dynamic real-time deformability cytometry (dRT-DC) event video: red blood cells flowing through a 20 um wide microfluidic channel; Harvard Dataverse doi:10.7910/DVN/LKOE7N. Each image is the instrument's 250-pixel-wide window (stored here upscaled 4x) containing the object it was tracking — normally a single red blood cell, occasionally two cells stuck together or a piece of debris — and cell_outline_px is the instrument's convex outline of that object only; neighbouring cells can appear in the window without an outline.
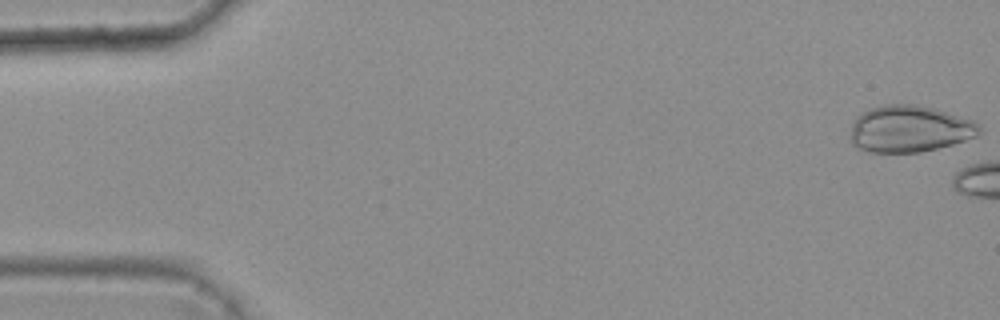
{"species": "common noctule bat (a hibernating species)", "species_latin": "Nyctalus noctula", "temperature_condition": "warm", "stored_images_in_passage": 2, "camera_frame_rate_fps": 3000, "um_per_image_px": 0.085, "animal": {"sex": "female", "body_mass_g": 25.1}, "frame": {"image": 1, "passage_image": 1, "time_ms": 0.0, "image_size_px": [1000, 320], "cell_outline_px": [[980, 132], [976, 136], [952, 144], [920, 152], [872, 152], [856, 148], [852, 144], [852, 120], [860, 112], [868, 108], [884, 104], [916, 104], [932, 108], [976, 120], [980, 124]], "centroid_in_image_um": [77.29, 10.94], "position_along_channel_um": 7.7, "area_um2": 35.26}}